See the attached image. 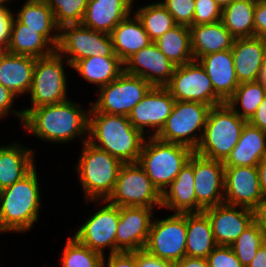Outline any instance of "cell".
Returning a JSON list of instances; mask_svg holds the SVG:
<instances>
[{"instance_id":"1","label":"cell","mask_w":266,"mask_h":267,"mask_svg":"<svg viewBox=\"0 0 266 267\" xmlns=\"http://www.w3.org/2000/svg\"><path fill=\"white\" fill-rule=\"evenodd\" d=\"M81 103L71 99L37 108H22L24 121L22 129L41 141L52 144H66L80 139L88 141L89 111ZM80 137V138H79ZM54 142V143H53Z\"/></svg>"},{"instance_id":"2","label":"cell","mask_w":266,"mask_h":267,"mask_svg":"<svg viewBox=\"0 0 266 267\" xmlns=\"http://www.w3.org/2000/svg\"><path fill=\"white\" fill-rule=\"evenodd\" d=\"M36 169L35 166L21 180L0 191V234L21 235L31 231L38 222L43 197Z\"/></svg>"},{"instance_id":"3","label":"cell","mask_w":266,"mask_h":267,"mask_svg":"<svg viewBox=\"0 0 266 267\" xmlns=\"http://www.w3.org/2000/svg\"><path fill=\"white\" fill-rule=\"evenodd\" d=\"M145 136L128 116L89 113L88 142L123 163H137Z\"/></svg>"},{"instance_id":"4","label":"cell","mask_w":266,"mask_h":267,"mask_svg":"<svg viewBox=\"0 0 266 267\" xmlns=\"http://www.w3.org/2000/svg\"><path fill=\"white\" fill-rule=\"evenodd\" d=\"M81 147L75 171L85 195L83 200H107L114 190L124 163L88 141Z\"/></svg>"},{"instance_id":"5","label":"cell","mask_w":266,"mask_h":267,"mask_svg":"<svg viewBox=\"0 0 266 267\" xmlns=\"http://www.w3.org/2000/svg\"><path fill=\"white\" fill-rule=\"evenodd\" d=\"M248 121L227 104L212 106L196 154L224 162L238 143Z\"/></svg>"},{"instance_id":"6","label":"cell","mask_w":266,"mask_h":267,"mask_svg":"<svg viewBox=\"0 0 266 267\" xmlns=\"http://www.w3.org/2000/svg\"><path fill=\"white\" fill-rule=\"evenodd\" d=\"M193 153L188 146L146 137L138 163L162 194Z\"/></svg>"},{"instance_id":"7","label":"cell","mask_w":266,"mask_h":267,"mask_svg":"<svg viewBox=\"0 0 266 267\" xmlns=\"http://www.w3.org/2000/svg\"><path fill=\"white\" fill-rule=\"evenodd\" d=\"M65 67L71 68V65L57 51L50 56L37 58L28 93L31 101L29 108L59 104L70 99Z\"/></svg>"},{"instance_id":"8","label":"cell","mask_w":266,"mask_h":267,"mask_svg":"<svg viewBox=\"0 0 266 267\" xmlns=\"http://www.w3.org/2000/svg\"><path fill=\"white\" fill-rule=\"evenodd\" d=\"M210 109L211 106L201 102L175 100L170 116L155 137L164 142L188 146L195 151Z\"/></svg>"},{"instance_id":"9","label":"cell","mask_w":266,"mask_h":267,"mask_svg":"<svg viewBox=\"0 0 266 267\" xmlns=\"http://www.w3.org/2000/svg\"><path fill=\"white\" fill-rule=\"evenodd\" d=\"M152 87L143 78L124 71L114 81L96 91L98 98L90 103L89 113L129 116Z\"/></svg>"},{"instance_id":"10","label":"cell","mask_w":266,"mask_h":267,"mask_svg":"<svg viewBox=\"0 0 266 267\" xmlns=\"http://www.w3.org/2000/svg\"><path fill=\"white\" fill-rule=\"evenodd\" d=\"M107 201L118 207L161 208V193L139 163H124Z\"/></svg>"},{"instance_id":"11","label":"cell","mask_w":266,"mask_h":267,"mask_svg":"<svg viewBox=\"0 0 266 267\" xmlns=\"http://www.w3.org/2000/svg\"><path fill=\"white\" fill-rule=\"evenodd\" d=\"M100 205L84 221L73 237L82 245L105 256L116 253V230L119 221V207L107 200H86V204ZM103 204V205H102ZM102 206V207H101Z\"/></svg>"},{"instance_id":"12","label":"cell","mask_w":266,"mask_h":267,"mask_svg":"<svg viewBox=\"0 0 266 267\" xmlns=\"http://www.w3.org/2000/svg\"><path fill=\"white\" fill-rule=\"evenodd\" d=\"M56 51L72 66L89 57L117 56L113 50L110 34L92 30L81 24L63 25L59 31Z\"/></svg>"},{"instance_id":"13","label":"cell","mask_w":266,"mask_h":267,"mask_svg":"<svg viewBox=\"0 0 266 267\" xmlns=\"http://www.w3.org/2000/svg\"><path fill=\"white\" fill-rule=\"evenodd\" d=\"M186 236V213H172L161 219L154 216L144 249L176 263L186 256Z\"/></svg>"},{"instance_id":"14","label":"cell","mask_w":266,"mask_h":267,"mask_svg":"<svg viewBox=\"0 0 266 267\" xmlns=\"http://www.w3.org/2000/svg\"><path fill=\"white\" fill-rule=\"evenodd\" d=\"M165 87L177 101H197L211 107L225 103L215 93L204 67L196 60L176 66Z\"/></svg>"},{"instance_id":"15","label":"cell","mask_w":266,"mask_h":267,"mask_svg":"<svg viewBox=\"0 0 266 267\" xmlns=\"http://www.w3.org/2000/svg\"><path fill=\"white\" fill-rule=\"evenodd\" d=\"M174 104L175 99L166 87L153 86L132 109L129 121L145 136L155 137L170 116Z\"/></svg>"},{"instance_id":"16","label":"cell","mask_w":266,"mask_h":267,"mask_svg":"<svg viewBox=\"0 0 266 267\" xmlns=\"http://www.w3.org/2000/svg\"><path fill=\"white\" fill-rule=\"evenodd\" d=\"M263 200L257 166L225 167L224 203L257 212Z\"/></svg>"},{"instance_id":"17","label":"cell","mask_w":266,"mask_h":267,"mask_svg":"<svg viewBox=\"0 0 266 267\" xmlns=\"http://www.w3.org/2000/svg\"><path fill=\"white\" fill-rule=\"evenodd\" d=\"M156 211L148 207H119L116 252L144 249Z\"/></svg>"},{"instance_id":"18","label":"cell","mask_w":266,"mask_h":267,"mask_svg":"<svg viewBox=\"0 0 266 267\" xmlns=\"http://www.w3.org/2000/svg\"><path fill=\"white\" fill-rule=\"evenodd\" d=\"M208 216L217 245L230 246L256 219L254 210L222 203L203 210Z\"/></svg>"},{"instance_id":"19","label":"cell","mask_w":266,"mask_h":267,"mask_svg":"<svg viewBox=\"0 0 266 267\" xmlns=\"http://www.w3.org/2000/svg\"><path fill=\"white\" fill-rule=\"evenodd\" d=\"M193 173L196 200L203 209L224 203L225 167L222 161L194 152Z\"/></svg>"},{"instance_id":"20","label":"cell","mask_w":266,"mask_h":267,"mask_svg":"<svg viewBox=\"0 0 266 267\" xmlns=\"http://www.w3.org/2000/svg\"><path fill=\"white\" fill-rule=\"evenodd\" d=\"M173 64L152 42L124 63V71L143 78L152 86L165 87L174 74Z\"/></svg>"},{"instance_id":"21","label":"cell","mask_w":266,"mask_h":267,"mask_svg":"<svg viewBox=\"0 0 266 267\" xmlns=\"http://www.w3.org/2000/svg\"><path fill=\"white\" fill-rule=\"evenodd\" d=\"M161 209L170 213L202 212L194 190L193 154L161 194Z\"/></svg>"},{"instance_id":"22","label":"cell","mask_w":266,"mask_h":267,"mask_svg":"<svg viewBox=\"0 0 266 267\" xmlns=\"http://www.w3.org/2000/svg\"><path fill=\"white\" fill-rule=\"evenodd\" d=\"M133 5V0H88L81 25L110 34L133 12Z\"/></svg>"},{"instance_id":"23","label":"cell","mask_w":266,"mask_h":267,"mask_svg":"<svg viewBox=\"0 0 266 267\" xmlns=\"http://www.w3.org/2000/svg\"><path fill=\"white\" fill-rule=\"evenodd\" d=\"M12 142L0 146V191L21 180L36 166L34 148L18 140Z\"/></svg>"},{"instance_id":"24","label":"cell","mask_w":266,"mask_h":267,"mask_svg":"<svg viewBox=\"0 0 266 267\" xmlns=\"http://www.w3.org/2000/svg\"><path fill=\"white\" fill-rule=\"evenodd\" d=\"M198 61L211 80L215 93L226 103L239 85L231 49L207 54Z\"/></svg>"},{"instance_id":"25","label":"cell","mask_w":266,"mask_h":267,"mask_svg":"<svg viewBox=\"0 0 266 267\" xmlns=\"http://www.w3.org/2000/svg\"><path fill=\"white\" fill-rule=\"evenodd\" d=\"M231 51L239 84L258 81L264 61L263 39L255 36L235 39Z\"/></svg>"},{"instance_id":"26","label":"cell","mask_w":266,"mask_h":267,"mask_svg":"<svg viewBox=\"0 0 266 267\" xmlns=\"http://www.w3.org/2000/svg\"><path fill=\"white\" fill-rule=\"evenodd\" d=\"M37 58L5 51L0 57V84L17 98L28 94Z\"/></svg>"},{"instance_id":"27","label":"cell","mask_w":266,"mask_h":267,"mask_svg":"<svg viewBox=\"0 0 266 267\" xmlns=\"http://www.w3.org/2000/svg\"><path fill=\"white\" fill-rule=\"evenodd\" d=\"M114 53L125 63L137 51L152 43L141 20L132 12L110 33Z\"/></svg>"},{"instance_id":"28","label":"cell","mask_w":266,"mask_h":267,"mask_svg":"<svg viewBox=\"0 0 266 267\" xmlns=\"http://www.w3.org/2000/svg\"><path fill=\"white\" fill-rule=\"evenodd\" d=\"M191 50L194 60L227 49H231L235 38L226 29L222 21L198 24L189 27Z\"/></svg>"},{"instance_id":"29","label":"cell","mask_w":266,"mask_h":267,"mask_svg":"<svg viewBox=\"0 0 266 267\" xmlns=\"http://www.w3.org/2000/svg\"><path fill=\"white\" fill-rule=\"evenodd\" d=\"M266 157V132L247 122L224 167L257 166Z\"/></svg>"},{"instance_id":"30","label":"cell","mask_w":266,"mask_h":267,"mask_svg":"<svg viewBox=\"0 0 266 267\" xmlns=\"http://www.w3.org/2000/svg\"><path fill=\"white\" fill-rule=\"evenodd\" d=\"M14 17L28 28L38 30L57 48L60 28L46 0H24L23 6L14 12Z\"/></svg>"},{"instance_id":"31","label":"cell","mask_w":266,"mask_h":267,"mask_svg":"<svg viewBox=\"0 0 266 267\" xmlns=\"http://www.w3.org/2000/svg\"><path fill=\"white\" fill-rule=\"evenodd\" d=\"M71 69L95 86V90L114 81L124 72V63L118 56L89 57L75 62Z\"/></svg>"},{"instance_id":"32","label":"cell","mask_w":266,"mask_h":267,"mask_svg":"<svg viewBox=\"0 0 266 267\" xmlns=\"http://www.w3.org/2000/svg\"><path fill=\"white\" fill-rule=\"evenodd\" d=\"M56 48L38 30L21 24L15 17L11 25L10 42L6 52L42 58L52 55Z\"/></svg>"},{"instance_id":"33","label":"cell","mask_w":266,"mask_h":267,"mask_svg":"<svg viewBox=\"0 0 266 267\" xmlns=\"http://www.w3.org/2000/svg\"><path fill=\"white\" fill-rule=\"evenodd\" d=\"M186 256L207 258L217 243L208 216L202 212L186 213Z\"/></svg>"},{"instance_id":"34","label":"cell","mask_w":266,"mask_h":267,"mask_svg":"<svg viewBox=\"0 0 266 267\" xmlns=\"http://www.w3.org/2000/svg\"><path fill=\"white\" fill-rule=\"evenodd\" d=\"M255 5L252 0H236L222 9L221 21L235 39L254 37Z\"/></svg>"},{"instance_id":"35","label":"cell","mask_w":266,"mask_h":267,"mask_svg":"<svg viewBox=\"0 0 266 267\" xmlns=\"http://www.w3.org/2000/svg\"><path fill=\"white\" fill-rule=\"evenodd\" d=\"M154 43L176 66H181L194 60L191 50L190 29L187 26L177 24Z\"/></svg>"},{"instance_id":"36","label":"cell","mask_w":266,"mask_h":267,"mask_svg":"<svg viewBox=\"0 0 266 267\" xmlns=\"http://www.w3.org/2000/svg\"><path fill=\"white\" fill-rule=\"evenodd\" d=\"M133 12L141 20L145 31L152 42L156 41L177 24L167 9L160 2H153L140 7Z\"/></svg>"},{"instance_id":"37","label":"cell","mask_w":266,"mask_h":267,"mask_svg":"<svg viewBox=\"0 0 266 267\" xmlns=\"http://www.w3.org/2000/svg\"><path fill=\"white\" fill-rule=\"evenodd\" d=\"M266 89L259 81L240 83L226 102L241 118L249 121L263 102Z\"/></svg>"},{"instance_id":"38","label":"cell","mask_w":266,"mask_h":267,"mask_svg":"<svg viewBox=\"0 0 266 267\" xmlns=\"http://www.w3.org/2000/svg\"><path fill=\"white\" fill-rule=\"evenodd\" d=\"M266 242V231L256 219L230 245L243 267H247Z\"/></svg>"},{"instance_id":"39","label":"cell","mask_w":266,"mask_h":267,"mask_svg":"<svg viewBox=\"0 0 266 267\" xmlns=\"http://www.w3.org/2000/svg\"><path fill=\"white\" fill-rule=\"evenodd\" d=\"M61 251V267H103L104 256L79 243L73 236L67 238Z\"/></svg>"},{"instance_id":"40","label":"cell","mask_w":266,"mask_h":267,"mask_svg":"<svg viewBox=\"0 0 266 267\" xmlns=\"http://www.w3.org/2000/svg\"><path fill=\"white\" fill-rule=\"evenodd\" d=\"M59 28L63 25L81 24L88 0H46Z\"/></svg>"},{"instance_id":"41","label":"cell","mask_w":266,"mask_h":267,"mask_svg":"<svg viewBox=\"0 0 266 267\" xmlns=\"http://www.w3.org/2000/svg\"><path fill=\"white\" fill-rule=\"evenodd\" d=\"M159 2L167 9L176 24L193 26L195 0H160Z\"/></svg>"},{"instance_id":"42","label":"cell","mask_w":266,"mask_h":267,"mask_svg":"<svg viewBox=\"0 0 266 267\" xmlns=\"http://www.w3.org/2000/svg\"><path fill=\"white\" fill-rule=\"evenodd\" d=\"M222 9L215 0H195L193 26L221 20Z\"/></svg>"},{"instance_id":"43","label":"cell","mask_w":266,"mask_h":267,"mask_svg":"<svg viewBox=\"0 0 266 267\" xmlns=\"http://www.w3.org/2000/svg\"><path fill=\"white\" fill-rule=\"evenodd\" d=\"M206 259L209 267H243L231 246L217 245Z\"/></svg>"},{"instance_id":"44","label":"cell","mask_w":266,"mask_h":267,"mask_svg":"<svg viewBox=\"0 0 266 267\" xmlns=\"http://www.w3.org/2000/svg\"><path fill=\"white\" fill-rule=\"evenodd\" d=\"M18 99L9 89L5 88L0 84V119H5V117H9L10 114L17 117L19 119V124H23L24 121V113L23 110L13 107L15 104V100Z\"/></svg>"},{"instance_id":"45","label":"cell","mask_w":266,"mask_h":267,"mask_svg":"<svg viewBox=\"0 0 266 267\" xmlns=\"http://www.w3.org/2000/svg\"><path fill=\"white\" fill-rule=\"evenodd\" d=\"M14 11L9 7H0V46L7 50L10 42L11 25Z\"/></svg>"},{"instance_id":"46","label":"cell","mask_w":266,"mask_h":267,"mask_svg":"<svg viewBox=\"0 0 266 267\" xmlns=\"http://www.w3.org/2000/svg\"><path fill=\"white\" fill-rule=\"evenodd\" d=\"M106 257L105 255L103 258V267H136L135 251L116 252L108 254V257Z\"/></svg>"},{"instance_id":"47","label":"cell","mask_w":266,"mask_h":267,"mask_svg":"<svg viewBox=\"0 0 266 267\" xmlns=\"http://www.w3.org/2000/svg\"><path fill=\"white\" fill-rule=\"evenodd\" d=\"M136 267H175V263L148 253L145 249L135 251Z\"/></svg>"},{"instance_id":"48","label":"cell","mask_w":266,"mask_h":267,"mask_svg":"<svg viewBox=\"0 0 266 267\" xmlns=\"http://www.w3.org/2000/svg\"><path fill=\"white\" fill-rule=\"evenodd\" d=\"M254 36L266 39V2H256L254 11Z\"/></svg>"},{"instance_id":"49","label":"cell","mask_w":266,"mask_h":267,"mask_svg":"<svg viewBox=\"0 0 266 267\" xmlns=\"http://www.w3.org/2000/svg\"><path fill=\"white\" fill-rule=\"evenodd\" d=\"M248 122L266 132V95L263 102L257 108L256 113Z\"/></svg>"},{"instance_id":"50","label":"cell","mask_w":266,"mask_h":267,"mask_svg":"<svg viewBox=\"0 0 266 267\" xmlns=\"http://www.w3.org/2000/svg\"><path fill=\"white\" fill-rule=\"evenodd\" d=\"M175 267H209V265L206 258L185 256L175 263Z\"/></svg>"},{"instance_id":"51","label":"cell","mask_w":266,"mask_h":267,"mask_svg":"<svg viewBox=\"0 0 266 267\" xmlns=\"http://www.w3.org/2000/svg\"><path fill=\"white\" fill-rule=\"evenodd\" d=\"M258 177L260 182V189L263 199L266 200V157H264L258 164Z\"/></svg>"},{"instance_id":"52","label":"cell","mask_w":266,"mask_h":267,"mask_svg":"<svg viewBox=\"0 0 266 267\" xmlns=\"http://www.w3.org/2000/svg\"><path fill=\"white\" fill-rule=\"evenodd\" d=\"M247 267H266V242L258 249L256 256Z\"/></svg>"},{"instance_id":"53","label":"cell","mask_w":266,"mask_h":267,"mask_svg":"<svg viewBox=\"0 0 266 267\" xmlns=\"http://www.w3.org/2000/svg\"><path fill=\"white\" fill-rule=\"evenodd\" d=\"M257 219L266 231V200L262 201L261 207L257 211Z\"/></svg>"},{"instance_id":"54","label":"cell","mask_w":266,"mask_h":267,"mask_svg":"<svg viewBox=\"0 0 266 267\" xmlns=\"http://www.w3.org/2000/svg\"><path fill=\"white\" fill-rule=\"evenodd\" d=\"M266 89V67H262L260 77L258 80Z\"/></svg>"},{"instance_id":"55","label":"cell","mask_w":266,"mask_h":267,"mask_svg":"<svg viewBox=\"0 0 266 267\" xmlns=\"http://www.w3.org/2000/svg\"><path fill=\"white\" fill-rule=\"evenodd\" d=\"M234 1L236 0H215V2L221 7V9L225 8Z\"/></svg>"},{"instance_id":"56","label":"cell","mask_w":266,"mask_h":267,"mask_svg":"<svg viewBox=\"0 0 266 267\" xmlns=\"http://www.w3.org/2000/svg\"><path fill=\"white\" fill-rule=\"evenodd\" d=\"M13 0H0V7H8ZM8 3V5H6Z\"/></svg>"},{"instance_id":"57","label":"cell","mask_w":266,"mask_h":267,"mask_svg":"<svg viewBox=\"0 0 266 267\" xmlns=\"http://www.w3.org/2000/svg\"><path fill=\"white\" fill-rule=\"evenodd\" d=\"M263 45H264V61H263V67H266V39H263Z\"/></svg>"},{"instance_id":"58","label":"cell","mask_w":266,"mask_h":267,"mask_svg":"<svg viewBox=\"0 0 266 267\" xmlns=\"http://www.w3.org/2000/svg\"><path fill=\"white\" fill-rule=\"evenodd\" d=\"M5 49L0 46V57L5 53Z\"/></svg>"},{"instance_id":"59","label":"cell","mask_w":266,"mask_h":267,"mask_svg":"<svg viewBox=\"0 0 266 267\" xmlns=\"http://www.w3.org/2000/svg\"><path fill=\"white\" fill-rule=\"evenodd\" d=\"M252 1H255V2H266V0H252Z\"/></svg>"}]
</instances>
